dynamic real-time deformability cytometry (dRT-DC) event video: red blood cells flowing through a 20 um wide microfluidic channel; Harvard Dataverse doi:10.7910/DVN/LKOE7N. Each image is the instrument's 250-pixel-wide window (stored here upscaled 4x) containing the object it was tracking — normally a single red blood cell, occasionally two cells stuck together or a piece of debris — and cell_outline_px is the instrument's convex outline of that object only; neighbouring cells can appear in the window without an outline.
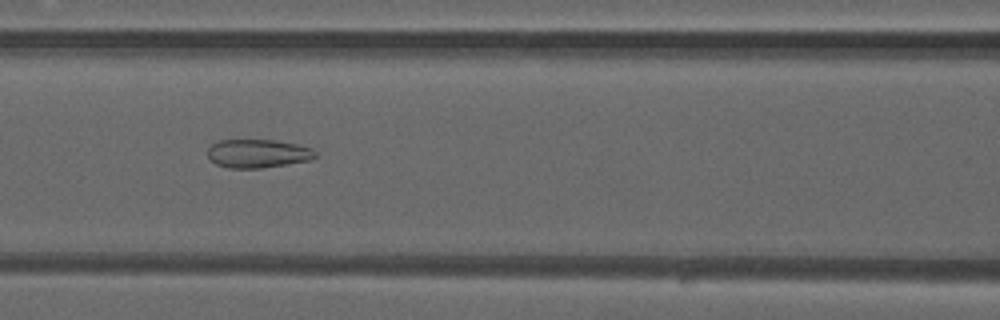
{"species": "common noctule bat (a hibernating species)", "species_latin": "Nyctalus noctula", "temperature_condition": "warm", "stored_images_in_passage": 45, "camera_frame_rate_fps": 3000, "um_per_image_px": 0.085, "animal": {"sex": "male", "forearm_length_mm": 52.5}, "frame": {"image": 1, "passage_image": 17, "time_ms": 5.333, "image_size_px": [1000, 320], "cell_outline_px": [[316, 156], [312, 160], [288, 164], [260, 168], [228, 168], [216, 164], [208, 156], [208, 148], [212, 144], [220, 140], [276, 140], [296, 144], [312, 148], [316, 152]], "centroid_in_image_um": [21.94, 13.05], "position_along_channel_um": 144.7, "area_um2": 17.92}}
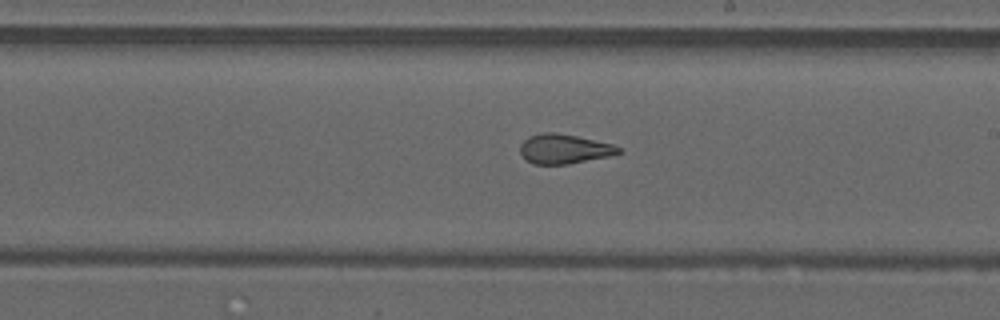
{"frame": {"image": 2, "passage_image": 24, "time_ms": 7.667, "image_size_px": [1000, 320], "cell_outline_px": [[624, 152], [612, 156], [568, 164], [536, 164], [524, 160], [520, 152], [520, 144], [528, 136], [544, 132], [556, 132], [576, 136], [612, 144], [624, 148]], "centroid_in_image_um": [47.98, 12.66], "position_along_channel_um": 241.0, "area_um2": 17.22}}
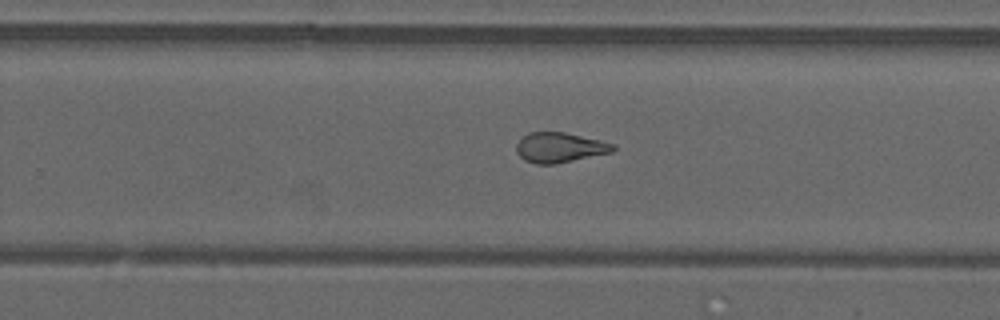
{"frame": {"image": 3, "passage_image": 27, "time_ms": 8.667, "image_size_px": [1000, 320], "cell_outline_px": [[616, 148], [612, 152], [556, 164], [536, 164], [524, 160], [516, 152], [516, 144], [528, 132], [564, 132], [600, 140], [616, 144]], "centroid_in_image_um": [47.58, 12.54], "position_along_channel_um": 282.2, "area_um2": 16.94}, "authors_computed_cell_mechanics": {"area_um2": 18.7272, "velocity_mm_per_s": 4.1431, "shape_relaxation_time_tau1_ms": null, "shape_relaxation_time_tau2_ms": 1.5882, "deformation_change_tau1": null, "deformation_change_tau2": 0.1057}}